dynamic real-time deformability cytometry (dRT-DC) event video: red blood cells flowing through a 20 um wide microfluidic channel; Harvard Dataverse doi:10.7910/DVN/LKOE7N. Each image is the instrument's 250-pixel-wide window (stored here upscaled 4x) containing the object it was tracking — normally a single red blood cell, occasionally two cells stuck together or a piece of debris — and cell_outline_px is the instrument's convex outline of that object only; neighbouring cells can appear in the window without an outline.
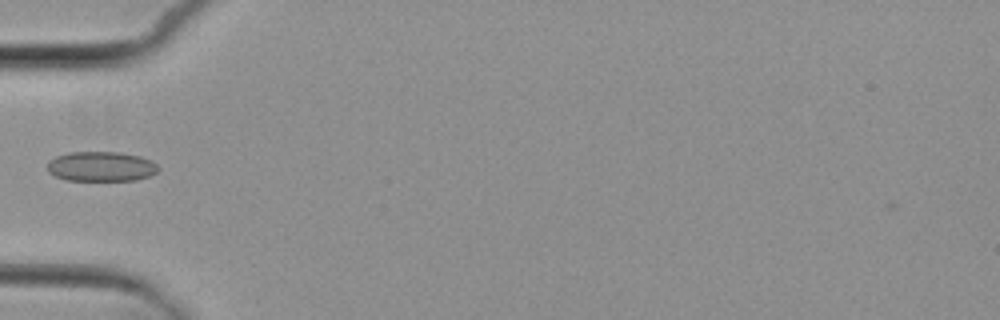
{"species": "common noctule bat (a hibernating species)", "species_latin": "Nyctalus noctula", "temperature_condition": "cold", "stored_images_in_passage": 7, "camera_frame_rate_fps": 3000, "um_per_image_px": 0.085, "animal": {"sex": "female", "body_mass_g": 29.2, "forearm_length_mm": 56.3}, "frame": {"image": 1, "passage_image": 6, "time_ms": 6.0, "image_size_px": [1000, 320], "cell_outline_px": [[160, 168], [156, 172], [148, 176], [136, 180], [64, 180], [48, 172], [48, 160], [56, 156], [68, 152], [120, 152], [140, 156], [156, 164]], "centroid_in_image_um": [8.56, 14.14], "position_along_channel_um": 76.4, "area_um2": 19.25}}
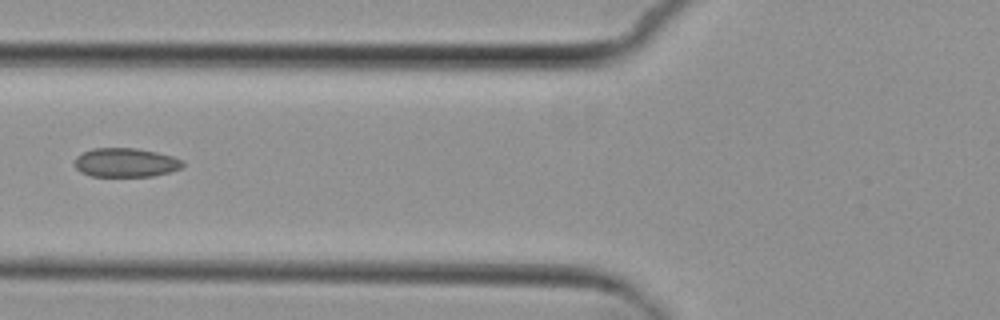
{"frame": {"image": 2, "passage_image": 7, "time_ms": 7.0, "image_size_px": [1000, 320], "cell_outline_px": [[184, 164], [180, 168], [168, 172], [152, 176], [92, 176], [80, 172], [76, 168], [76, 156], [92, 148], [136, 148], [156, 152], [172, 156], [180, 160]], "centroid_in_image_um": [10.65, 13.81], "position_along_channel_um": 115.1, "area_um2": 18.03}}